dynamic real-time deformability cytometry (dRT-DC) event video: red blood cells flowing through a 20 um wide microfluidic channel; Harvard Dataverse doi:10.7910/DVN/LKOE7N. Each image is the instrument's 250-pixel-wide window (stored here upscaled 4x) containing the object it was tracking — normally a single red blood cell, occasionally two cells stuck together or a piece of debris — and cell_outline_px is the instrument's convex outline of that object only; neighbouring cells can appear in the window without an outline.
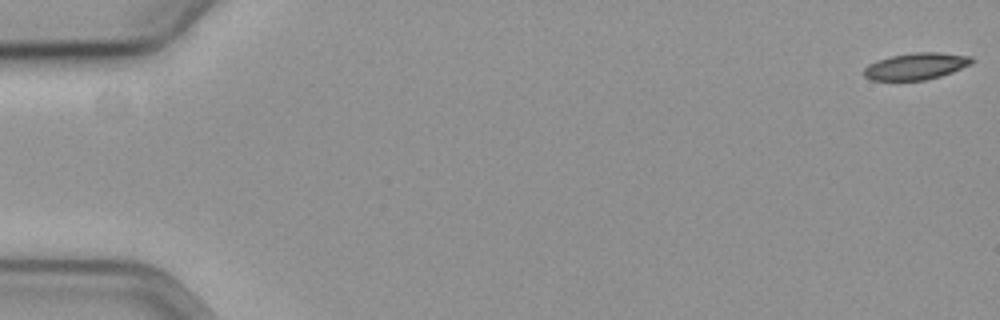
{"species": "common noctule bat (a hibernating species)", "species_latin": "Nyctalus noctula", "temperature_condition": "cold", "stored_images_in_passage": 17, "camera_frame_rate_fps": 3000, "um_per_image_px": 0.085, "animal": {"sex": "female", "body_mass_g": 19.3, "forearm_length_mm": 54.1}, "frame": {"image": 1, "passage_image": 1, "time_ms": 0.0, "image_size_px": [1000, 320], "cell_outline_px": [[972, 64], [952, 72], [940, 76], [924, 80], [872, 80], [864, 76], [864, 68], [868, 64], [876, 60], [892, 56], [912, 52], [936, 52], [972, 56]], "centroid_in_image_um": [77.85, 5.62], "position_along_channel_um": 7.1, "area_um2": 16.76}}
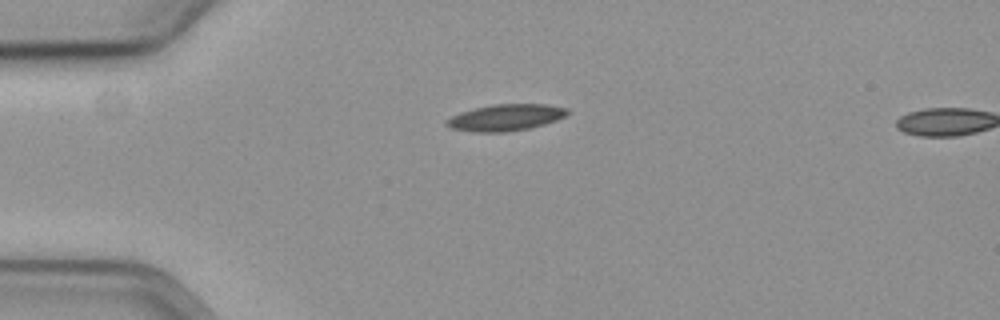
{"frame": {"image": 2, "passage_image": 15, "time_ms": 4.667, "image_size_px": [1000, 320], "cell_outline_px": [[568, 112], [564, 116], [556, 120], [532, 128], [504, 132], [472, 132], [452, 128], [444, 124], [444, 120], [460, 112], [492, 104], [548, 104], [568, 108]], "centroid_in_image_um": [42.96, 9.99], "position_along_channel_um": 42.0, "area_um2": 18.73}}